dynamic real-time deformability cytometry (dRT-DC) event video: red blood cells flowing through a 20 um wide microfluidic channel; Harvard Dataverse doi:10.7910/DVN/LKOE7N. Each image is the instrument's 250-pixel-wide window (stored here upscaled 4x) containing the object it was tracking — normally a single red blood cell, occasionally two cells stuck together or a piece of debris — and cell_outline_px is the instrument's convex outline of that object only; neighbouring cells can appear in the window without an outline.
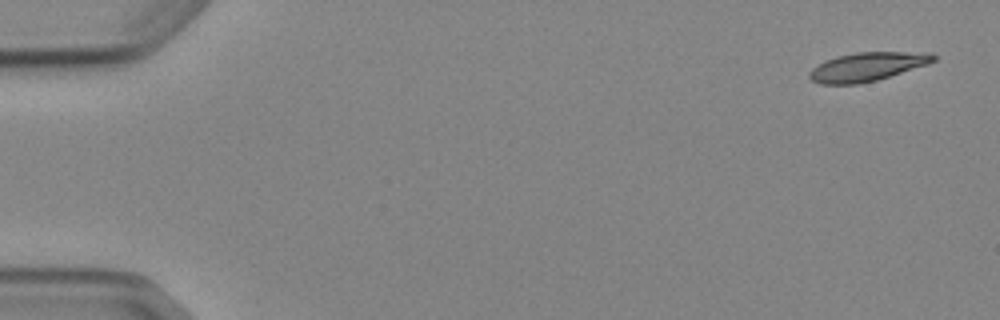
{"species": "Egyptian fruit bat (a non-hibernating species)", "species_latin": "Rousettus aegyptiacus", "temperature_condition": "cold", "stored_images_in_passage": 6, "camera_frame_rate_fps": 3000, "um_per_image_px": 0.085, "animal": {"sex": "female"}, "frame": {"image": 1, "passage_image": 1, "time_ms": 0.0, "image_size_px": [1000, 320], "cell_outline_px": [[936, 60], [928, 64], [876, 80], [856, 84], [820, 84], [812, 80], [808, 76], [808, 72], [812, 68], [824, 60], [836, 56], [856, 52], [932, 52], [936, 56]], "centroid_in_image_um": [73.7, 5.66], "position_along_channel_um": 11.3, "area_um2": 20.81}}
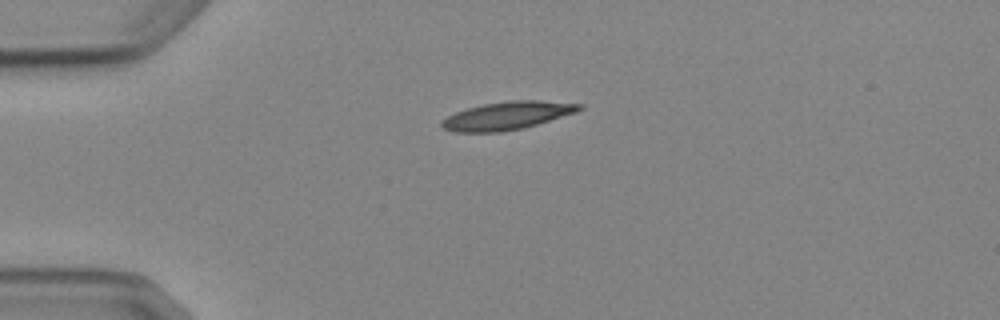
{"frame": {"image": 2, "passage_image": 4, "time_ms": 3.667, "image_size_px": [1000, 320], "cell_outline_px": [[584, 108], [576, 112], [524, 128], [500, 132], [452, 132], [444, 128], [440, 124], [448, 116], [456, 112], [468, 108], [484, 104], [508, 100], [540, 100], [584, 104]], "centroid_in_image_um": [43.15, 9.82], "position_along_channel_um": 41.9, "area_um2": 22.37}}
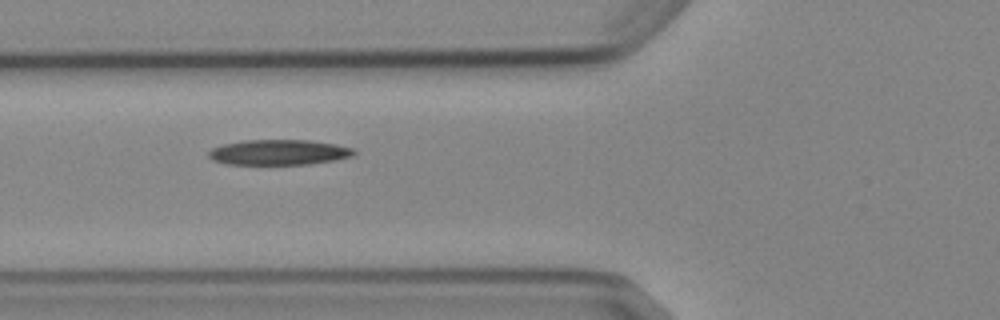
{"frame": {"image": 3, "passage_image": 6, "time_ms": 6.0, "image_size_px": [1000, 320], "cell_outline_px": [[356, 152], [352, 156], [336, 160], [308, 164], [224, 164], [212, 160], [208, 156], [208, 152], [212, 148], [224, 144], [244, 140], [308, 140], [336, 144], [352, 148]], "centroid_in_image_um": [23.69, 12.95], "position_along_channel_um": 102.1, "area_um2": 21.44}}